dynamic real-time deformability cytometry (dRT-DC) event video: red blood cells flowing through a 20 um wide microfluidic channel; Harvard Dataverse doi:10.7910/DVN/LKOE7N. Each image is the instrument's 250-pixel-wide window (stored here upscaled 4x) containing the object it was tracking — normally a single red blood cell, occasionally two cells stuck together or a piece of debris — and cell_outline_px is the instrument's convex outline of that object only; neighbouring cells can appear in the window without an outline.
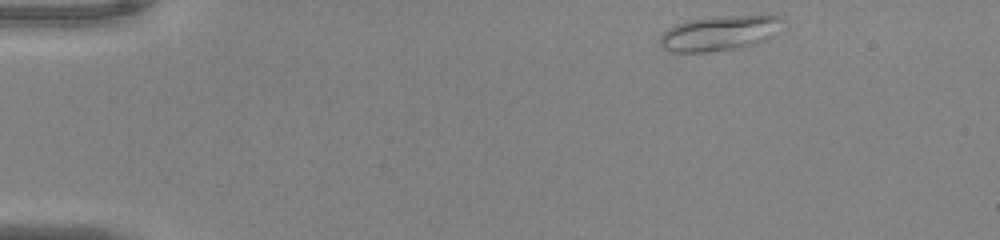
{"species": "common noctule bat (a hibernating species)", "species_latin": "Nyctalus noctula", "temperature_condition": "warm", "stored_images_in_passage": 24, "camera_frame_rate_fps": 3000, "um_per_image_px": 0.085, "animal": {"sex": "male", "body_mass_g": 20.0, "forearm_length_mm": 53.3}, "frame": {"image": 1, "passage_image": 1, "time_ms": 0.0, "image_size_px": [1000, 240], "cell_outline_px": [[784, 20], [772, 36], [768, 40], [744, 48], [708, 52], [672, 52], [660, 48], [660, 36], [668, 28], [676, 24], [688, 20], [716, 16], [768, 12], [780, 16]], "centroid_in_image_um": [61.23, 2.78], "position_along_channel_um": 23.8, "area_um2": 26.13}}
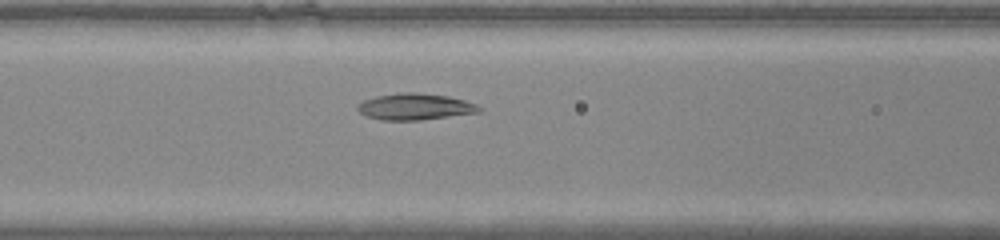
{"frame": {"image": 2, "passage_image": 16, "time_ms": 5.0, "image_size_px": [1000, 240], "cell_outline_px": [[480, 112], [420, 120], [380, 120], [368, 116], [360, 112], [356, 108], [356, 104], [364, 100], [376, 96], [400, 92], [412, 92], [448, 96], [464, 100], [476, 104], [480, 108]], "centroid_in_image_um": [35.24, 9.06], "position_along_channel_um": 131.4, "area_um2": 18.61}}
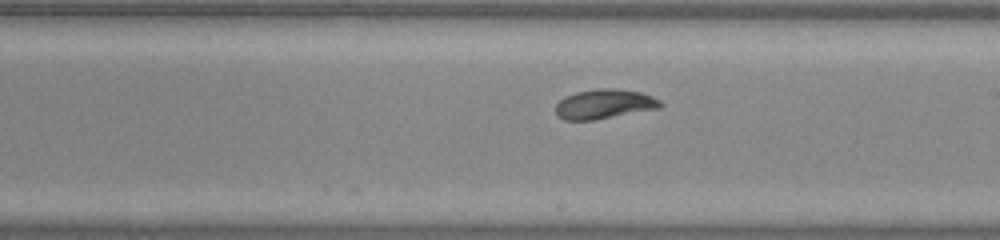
{"frame": {"image": 3, "passage_image": 24, "time_ms": 7.667, "image_size_px": [1000, 240], "cell_outline_px": [[664, 104], [660, 108], [592, 120], [564, 120], [556, 116], [556, 104], [564, 96], [576, 92], [600, 88], [612, 88], [640, 92], [652, 96], [660, 100]], "centroid_in_image_um": [51.35, 8.84], "position_along_channel_um": 237.6, "area_um2": 18.03}}